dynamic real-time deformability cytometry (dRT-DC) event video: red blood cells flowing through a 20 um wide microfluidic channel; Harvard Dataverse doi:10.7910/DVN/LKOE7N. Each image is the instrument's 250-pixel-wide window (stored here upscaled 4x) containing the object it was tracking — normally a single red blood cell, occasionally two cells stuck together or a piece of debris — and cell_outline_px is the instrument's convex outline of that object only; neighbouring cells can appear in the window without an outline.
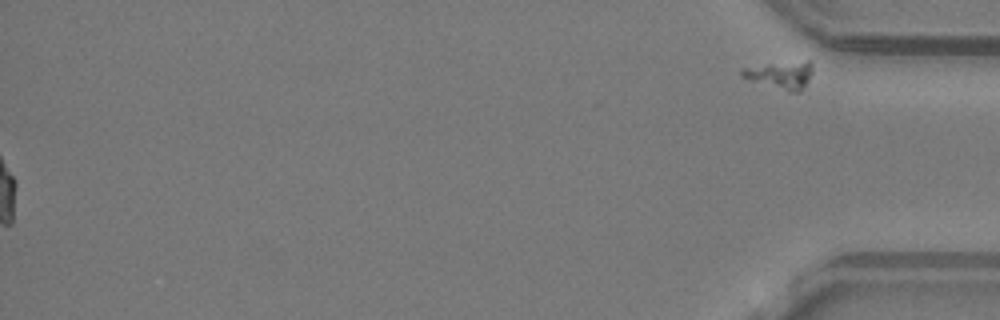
{"species": "common noctule bat (a hibernating species)", "species_latin": "Nyctalus noctula", "temperature_condition": "warm", "stored_images_in_passage": 50, "segment_of_instrument_passage": [2, 2], "camera_frame_rate_fps": 3000, "um_per_image_px": 0.085, "animal": {"sex": "male", "body_mass_g": 19.2, "forearm_length_mm": 51.8}, "frame": {"image": 1, "passage_image": 50, "time_ms": 16.333, "image_size_px": [1000, 320], "cell_outline_px": [[812, 72], [804, 88], [800, 92], [788, 92], [740, 76], [740, 72], [744, 68], [768, 64], [804, 60], [808, 60], [812, 64]], "centroid_in_image_um": [66.41, 6.37], "position_along_channel_um": 368.8, "area_um2": 11.21}}